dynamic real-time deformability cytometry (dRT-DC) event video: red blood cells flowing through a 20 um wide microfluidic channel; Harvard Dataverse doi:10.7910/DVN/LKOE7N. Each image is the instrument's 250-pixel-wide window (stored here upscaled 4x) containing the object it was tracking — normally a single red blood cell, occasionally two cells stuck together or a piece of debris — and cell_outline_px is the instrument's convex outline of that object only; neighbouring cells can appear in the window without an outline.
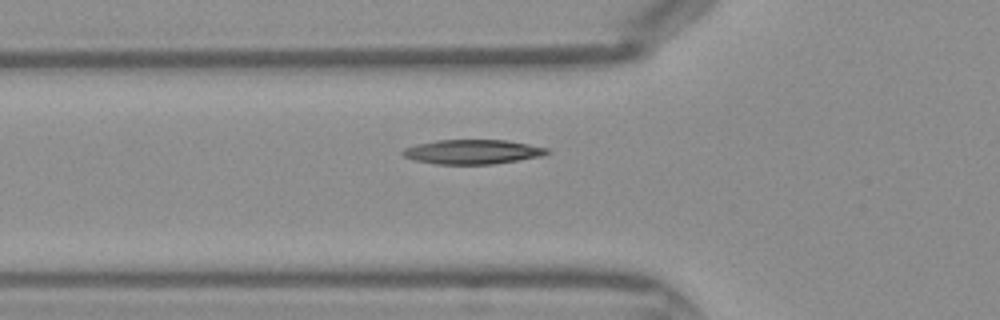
{"species": "Egyptian fruit bat (a non-hibernating species)", "species_latin": "Rousettus aegyptiacus", "temperature_condition": "warm", "stored_images_in_passage": 32, "camera_frame_rate_fps": 3000, "um_per_image_px": 0.085, "frame": {"image": 1, "passage_image": 5, "time_ms": 1.333, "image_size_px": [1000, 320], "cell_outline_px": [[552, 152], [540, 156], [492, 164], [436, 164], [416, 160], [404, 156], [400, 152], [404, 148], [416, 144], [436, 140], [504, 140], [528, 144], [548, 148]], "centroid_in_image_um": [40.14, 12.9], "position_along_channel_um": 85.7, "area_um2": 20.4}}
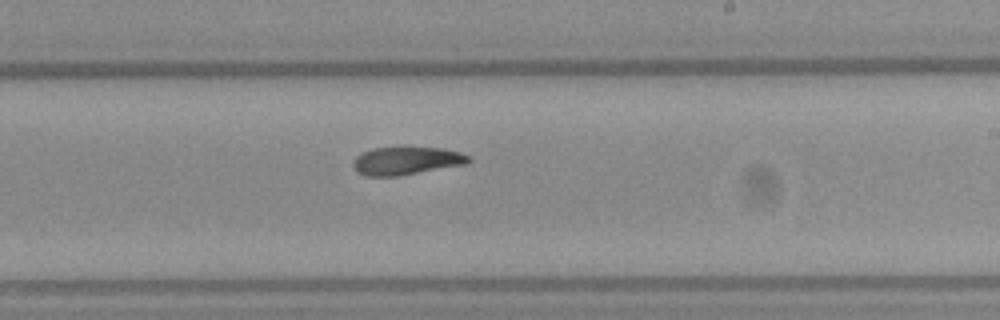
{"frame": {"image": 2, "passage_image": 16, "time_ms": 5.0, "image_size_px": [1000, 320], "cell_outline_px": [[472, 160], [468, 164], [400, 176], [368, 176], [356, 172], [352, 164], [352, 160], [356, 156], [372, 148], [400, 144], [404, 144], [444, 148], [460, 152], [468, 156]], "centroid_in_image_um": [34.55, 13.61], "position_along_channel_um": 254.5, "area_um2": 20.0}}
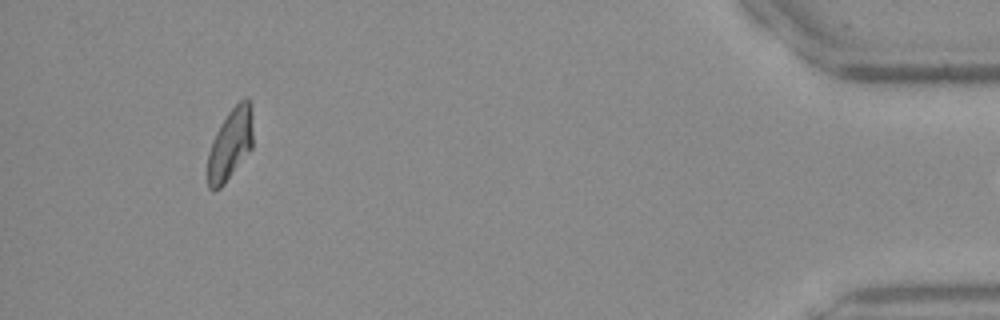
{"frame": {"image": 3, "passage_image": 31, "time_ms": 10.0, "image_size_px": [1000, 320], "cell_outline_px": [[252, 148], [224, 184], [220, 188], [212, 192], [208, 188], [208, 152], [212, 140], [220, 124], [228, 112], [244, 96], [248, 96], [252, 104]], "centroid_in_image_um": [19.58, 12.23], "position_along_channel_um": 415.6, "area_um2": 19.07}}